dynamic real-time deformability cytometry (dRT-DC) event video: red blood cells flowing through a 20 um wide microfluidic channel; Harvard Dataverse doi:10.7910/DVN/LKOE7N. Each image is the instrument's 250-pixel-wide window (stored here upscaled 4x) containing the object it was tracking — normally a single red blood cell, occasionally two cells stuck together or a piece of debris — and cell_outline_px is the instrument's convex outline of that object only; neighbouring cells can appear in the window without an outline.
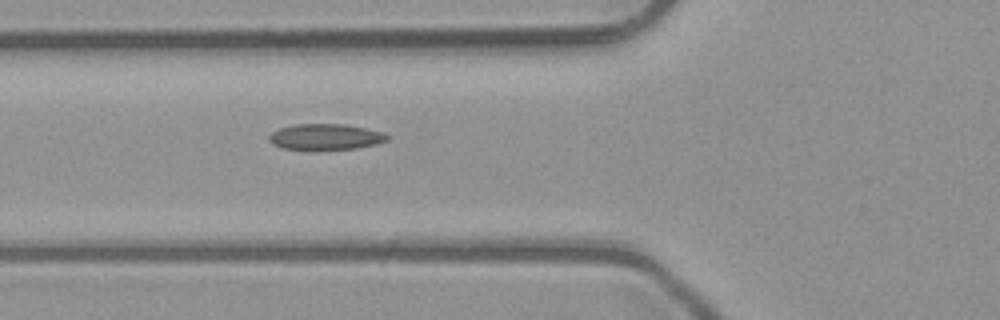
{"species": "common noctule bat (a hibernating species)", "species_latin": "Nyctalus noctula", "temperature_condition": "room temperature", "stored_images_in_passage": 5, "camera_frame_rate_fps": 3000, "um_per_image_px": 0.085, "animal": {"sex": "male", "body_mass_g": 23.1, "forearm_length_mm": 52.7}, "frame": {"image": 1, "passage_image": 5, "time_ms": 1.333, "image_size_px": [1000, 320], "cell_outline_px": [[388, 140], [376, 144], [356, 148], [284, 148], [272, 144], [268, 140], [268, 136], [272, 132], [280, 128], [296, 124], [344, 124], [384, 132], [388, 136]], "centroid_in_image_um": [27.67, 11.61], "position_along_channel_um": 98.1, "area_um2": 17.34}}